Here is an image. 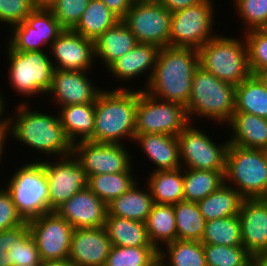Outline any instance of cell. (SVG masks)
<instances>
[{"label": "cell", "instance_id": "33", "mask_svg": "<svg viewBox=\"0 0 267 266\" xmlns=\"http://www.w3.org/2000/svg\"><path fill=\"white\" fill-rule=\"evenodd\" d=\"M165 246L167 249L165 247L158 251V259L164 266H207L203 243L200 241L176 239Z\"/></svg>", "mask_w": 267, "mask_h": 266}, {"label": "cell", "instance_id": "19", "mask_svg": "<svg viewBox=\"0 0 267 266\" xmlns=\"http://www.w3.org/2000/svg\"><path fill=\"white\" fill-rule=\"evenodd\" d=\"M111 248L104 227L76 228L72 233L68 259L76 266H104Z\"/></svg>", "mask_w": 267, "mask_h": 266}, {"label": "cell", "instance_id": "53", "mask_svg": "<svg viewBox=\"0 0 267 266\" xmlns=\"http://www.w3.org/2000/svg\"><path fill=\"white\" fill-rule=\"evenodd\" d=\"M40 266H76L69 259L55 260V261H45L41 262Z\"/></svg>", "mask_w": 267, "mask_h": 266}, {"label": "cell", "instance_id": "36", "mask_svg": "<svg viewBox=\"0 0 267 266\" xmlns=\"http://www.w3.org/2000/svg\"><path fill=\"white\" fill-rule=\"evenodd\" d=\"M132 172L98 174L88 177V188L107 205L137 183Z\"/></svg>", "mask_w": 267, "mask_h": 266}, {"label": "cell", "instance_id": "17", "mask_svg": "<svg viewBox=\"0 0 267 266\" xmlns=\"http://www.w3.org/2000/svg\"><path fill=\"white\" fill-rule=\"evenodd\" d=\"M88 72L90 74V71L54 69L52 85L47 95H53L50 99L59 107L95 103L103 89L89 80Z\"/></svg>", "mask_w": 267, "mask_h": 266}, {"label": "cell", "instance_id": "35", "mask_svg": "<svg viewBox=\"0 0 267 266\" xmlns=\"http://www.w3.org/2000/svg\"><path fill=\"white\" fill-rule=\"evenodd\" d=\"M178 240L200 241L206 220L196 202L181 201L173 205Z\"/></svg>", "mask_w": 267, "mask_h": 266}, {"label": "cell", "instance_id": "4", "mask_svg": "<svg viewBox=\"0 0 267 266\" xmlns=\"http://www.w3.org/2000/svg\"><path fill=\"white\" fill-rule=\"evenodd\" d=\"M235 89L236 86L218 79L198 66L186 105L190 122H193L194 116H198L216 121L215 124H228L235 112Z\"/></svg>", "mask_w": 267, "mask_h": 266}, {"label": "cell", "instance_id": "6", "mask_svg": "<svg viewBox=\"0 0 267 266\" xmlns=\"http://www.w3.org/2000/svg\"><path fill=\"white\" fill-rule=\"evenodd\" d=\"M224 183L244 199L267 198V154L262 149L229 144Z\"/></svg>", "mask_w": 267, "mask_h": 266}, {"label": "cell", "instance_id": "26", "mask_svg": "<svg viewBox=\"0 0 267 266\" xmlns=\"http://www.w3.org/2000/svg\"><path fill=\"white\" fill-rule=\"evenodd\" d=\"M137 186H139L138 183L118 198L112 200L107 205V216L127 218L145 223L154 201L147 185L145 186L147 191L137 188Z\"/></svg>", "mask_w": 267, "mask_h": 266}, {"label": "cell", "instance_id": "21", "mask_svg": "<svg viewBox=\"0 0 267 266\" xmlns=\"http://www.w3.org/2000/svg\"><path fill=\"white\" fill-rule=\"evenodd\" d=\"M160 48L153 44L137 43L129 52L115 61L107 70L118 80L130 81L135 77L148 74L147 86L155 65ZM148 70V71H147ZM145 72V73H144Z\"/></svg>", "mask_w": 267, "mask_h": 266}, {"label": "cell", "instance_id": "10", "mask_svg": "<svg viewBox=\"0 0 267 266\" xmlns=\"http://www.w3.org/2000/svg\"><path fill=\"white\" fill-rule=\"evenodd\" d=\"M213 3V0H202L186 9L173 12L169 46L198 50L214 38L217 34L212 32L216 15Z\"/></svg>", "mask_w": 267, "mask_h": 266}, {"label": "cell", "instance_id": "57", "mask_svg": "<svg viewBox=\"0 0 267 266\" xmlns=\"http://www.w3.org/2000/svg\"><path fill=\"white\" fill-rule=\"evenodd\" d=\"M151 266H164V264L161 262V260H157L155 263H153Z\"/></svg>", "mask_w": 267, "mask_h": 266}, {"label": "cell", "instance_id": "30", "mask_svg": "<svg viewBox=\"0 0 267 266\" xmlns=\"http://www.w3.org/2000/svg\"><path fill=\"white\" fill-rule=\"evenodd\" d=\"M145 224L149 240L158 251L177 239L173 205L154 203Z\"/></svg>", "mask_w": 267, "mask_h": 266}, {"label": "cell", "instance_id": "52", "mask_svg": "<svg viewBox=\"0 0 267 266\" xmlns=\"http://www.w3.org/2000/svg\"><path fill=\"white\" fill-rule=\"evenodd\" d=\"M253 266H267V251L252 255Z\"/></svg>", "mask_w": 267, "mask_h": 266}, {"label": "cell", "instance_id": "25", "mask_svg": "<svg viewBox=\"0 0 267 266\" xmlns=\"http://www.w3.org/2000/svg\"><path fill=\"white\" fill-rule=\"evenodd\" d=\"M57 112L64 132L72 144L81 141L93 142L95 103L68 105L60 107Z\"/></svg>", "mask_w": 267, "mask_h": 266}, {"label": "cell", "instance_id": "37", "mask_svg": "<svg viewBox=\"0 0 267 266\" xmlns=\"http://www.w3.org/2000/svg\"><path fill=\"white\" fill-rule=\"evenodd\" d=\"M203 244L243 246L238 215L206 221Z\"/></svg>", "mask_w": 267, "mask_h": 266}, {"label": "cell", "instance_id": "29", "mask_svg": "<svg viewBox=\"0 0 267 266\" xmlns=\"http://www.w3.org/2000/svg\"><path fill=\"white\" fill-rule=\"evenodd\" d=\"M244 198L232 186L224 183L216 191L197 202L206 221L236 216Z\"/></svg>", "mask_w": 267, "mask_h": 266}, {"label": "cell", "instance_id": "27", "mask_svg": "<svg viewBox=\"0 0 267 266\" xmlns=\"http://www.w3.org/2000/svg\"><path fill=\"white\" fill-rule=\"evenodd\" d=\"M146 179L154 203L174 205L184 201L183 168L152 171Z\"/></svg>", "mask_w": 267, "mask_h": 266}, {"label": "cell", "instance_id": "14", "mask_svg": "<svg viewBox=\"0 0 267 266\" xmlns=\"http://www.w3.org/2000/svg\"><path fill=\"white\" fill-rule=\"evenodd\" d=\"M124 144L81 141L73 144L72 154L86 175L133 172L132 157Z\"/></svg>", "mask_w": 267, "mask_h": 266}, {"label": "cell", "instance_id": "16", "mask_svg": "<svg viewBox=\"0 0 267 266\" xmlns=\"http://www.w3.org/2000/svg\"><path fill=\"white\" fill-rule=\"evenodd\" d=\"M45 49H50L49 53L55 58L54 69L89 71L96 60L94 41L70 29H65Z\"/></svg>", "mask_w": 267, "mask_h": 266}, {"label": "cell", "instance_id": "7", "mask_svg": "<svg viewBox=\"0 0 267 266\" xmlns=\"http://www.w3.org/2000/svg\"><path fill=\"white\" fill-rule=\"evenodd\" d=\"M11 177L6 189L25 221L51 212L48 181L44 167L38 160L20 166Z\"/></svg>", "mask_w": 267, "mask_h": 266}, {"label": "cell", "instance_id": "32", "mask_svg": "<svg viewBox=\"0 0 267 266\" xmlns=\"http://www.w3.org/2000/svg\"><path fill=\"white\" fill-rule=\"evenodd\" d=\"M235 112H246L267 119V90L251 75L235 89Z\"/></svg>", "mask_w": 267, "mask_h": 266}, {"label": "cell", "instance_id": "43", "mask_svg": "<svg viewBox=\"0 0 267 266\" xmlns=\"http://www.w3.org/2000/svg\"><path fill=\"white\" fill-rule=\"evenodd\" d=\"M9 29L11 37L6 43L15 51H44L45 49L43 48L48 45L46 42H39L38 32L25 20Z\"/></svg>", "mask_w": 267, "mask_h": 266}, {"label": "cell", "instance_id": "54", "mask_svg": "<svg viewBox=\"0 0 267 266\" xmlns=\"http://www.w3.org/2000/svg\"><path fill=\"white\" fill-rule=\"evenodd\" d=\"M56 0H31L34 8L50 9Z\"/></svg>", "mask_w": 267, "mask_h": 266}, {"label": "cell", "instance_id": "34", "mask_svg": "<svg viewBox=\"0 0 267 266\" xmlns=\"http://www.w3.org/2000/svg\"><path fill=\"white\" fill-rule=\"evenodd\" d=\"M184 201L199 202L224 184L220 171L183 169Z\"/></svg>", "mask_w": 267, "mask_h": 266}, {"label": "cell", "instance_id": "44", "mask_svg": "<svg viewBox=\"0 0 267 266\" xmlns=\"http://www.w3.org/2000/svg\"><path fill=\"white\" fill-rule=\"evenodd\" d=\"M89 2L90 0H56L50 10L64 29L73 30Z\"/></svg>", "mask_w": 267, "mask_h": 266}, {"label": "cell", "instance_id": "47", "mask_svg": "<svg viewBox=\"0 0 267 266\" xmlns=\"http://www.w3.org/2000/svg\"><path fill=\"white\" fill-rule=\"evenodd\" d=\"M25 220L17 212L10 192L0 187V231L23 224Z\"/></svg>", "mask_w": 267, "mask_h": 266}, {"label": "cell", "instance_id": "38", "mask_svg": "<svg viewBox=\"0 0 267 266\" xmlns=\"http://www.w3.org/2000/svg\"><path fill=\"white\" fill-rule=\"evenodd\" d=\"M158 253L154 246L112 245L104 266H151L158 260Z\"/></svg>", "mask_w": 267, "mask_h": 266}, {"label": "cell", "instance_id": "55", "mask_svg": "<svg viewBox=\"0 0 267 266\" xmlns=\"http://www.w3.org/2000/svg\"><path fill=\"white\" fill-rule=\"evenodd\" d=\"M9 134H8V131L7 130H3V131H0V163H2L1 162V158H2V154H4L3 152H4V145H5V143H6V139H7V137H9L8 136Z\"/></svg>", "mask_w": 267, "mask_h": 266}, {"label": "cell", "instance_id": "49", "mask_svg": "<svg viewBox=\"0 0 267 266\" xmlns=\"http://www.w3.org/2000/svg\"><path fill=\"white\" fill-rule=\"evenodd\" d=\"M134 0H102V2L122 19L131 8Z\"/></svg>", "mask_w": 267, "mask_h": 266}, {"label": "cell", "instance_id": "48", "mask_svg": "<svg viewBox=\"0 0 267 266\" xmlns=\"http://www.w3.org/2000/svg\"><path fill=\"white\" fill-rule=\"evenodd\" d=\"M41 260L36 243L30 231L17 241V260L14 266H40Z\"/></svg>", "mask_w": 267, "mask_h": 266}, {"label": "cell", "instance_id": "8", "mask_svg": "<svg viewBox=\"0 0 267 266\" xmlns=\"http://www.w3.org/2000/svg\"><path fill=\"white\" fill-rule=\"evenodd\" d=\"M9 57L8 78L10 86L20 95L28 97L43 94L50 90L53 75V59L46 51L20 52L7 46Z\"/></svg>", "mask_w": 267, "mask_h": 266}, {"label": "cell", "instance_id": "51", "mask_svg": "<svg viewBox=\"0 0 267 266\" xmlns=\"http://www.w3.org/2000/svg\"><path fill=\"white\" fill-rule=\"evenodd\" d=\"M3 97L4 96L0 92V131L7 130V118L8 117H6V116L4 117V115L6 114V113H4V111H6L4 108V107H6L5 106L6 100Z\"/></svg>", "mask_w": 267, "mask_h": 266}, {"label": "cell", "instance_id": "15", "mask_svg": "<svg viewBox=\"0 0 267 266\" xmlns=\"http://www.w3.org/2000/svg\"><path fill=\"white\" fill-rule=\"evenodd\" d=\"M52 160L56 161L39 162L48 181L49 210L55 211L77 192L88 187V176L73 154Z\"/></svg>", "mask_w": 267, "mask_h": 266}, {"label": "cell", "instance_id": "28", "mask_svg": "<svg viewBox=\"0 0 267 266\" xmlns=\"http://www.w3.org/2000/svg\"><path fill=\"white\" fill-rule=\"evenodd\" d=\"M104 229L112 245L123 247L153 246L144 222L107 216Z\"/></svg>", "mask_w": 267, "mask_h": 266}, {"label": "cell", "instance_id": "18", "mask_svg": "<svg viewBox=\"0 0 267 266\" xmlns=\"http://www.w3.org/2000/svg\"><path fill=\"white\" fill-rule=\"evenodd\" d=\"M55 212L74 229L104 227L108 214L107 204L88 187L80 190Z\"/></svg>", "mask_w": 267, "mask_h": 266}, {"label": "cell", "instance_id": "31", "mask_svg": "<svg viewBox=\"0 0 267 266\" xmlns=\"http://www.w3.org/2000/svg\"><path fill=\"white\" fill-rule=\"evenodd\" d=\"M120 20L102 0H90L79 23L73 30L94 41L107 29L114 27Z\"/></svg>", "mask_w": 267, "mask_h": 266}, {"label": "cell", "instance_id": "13", "mask_svg": "<svg viewBox=\"0 0 267 266\" xmlns=\"http://www.w3.org/2000/svg\"><path fill=\"white\" fill-rule=\"evenodd\" d=\"M27 222L42 262L69 258L74 228L64 218L51 211Z\"/></svg>", "mask_w": 267, "mask_h": 266}, {"label": "cell", "instance_id": "45", "mask_svg": "<svg viewBox=\"0 0 267 266\" xmlns=\"http://www.w3.org/2000/svg\"><path fill=\"white\" fill-rule=\"evenodd\" d=\"M28 222L0 231V266H14L17 260V241L29 232Z\"/></svg>", "mask_w": 267, "mask_h": 266}, {"label": "cell", "instance_id": "23", "mask_svg": "<svg viewBox=\"0 0 267 266\" xmlns=\"http://www.w3.org/2000/svg\"><path fill=\"white\" fill-rule=\"evenodd\" d=\"M229 144L243 148L267 149V119L246 112H234Z\"/></svg>", "mask_w": 267, "mask_h": 266}, {"label": "cell", "instance_id": "5", "mask_svg": "<svg viewBox=\"0 0 267 266\" xmlns=\"http://www.w3.org/2000/svg\"><path fill=\"white\" fill-rule=\"evenodd\" d=\"M198 54L199 66L234 86L252 75L244 37L216 35L198 49Z\"/></svg>", "mask_w": 267, "mask_h": 266}, {"label": "cell", "instance_id": "2", "mask_svg": "<svg viewBox=\"0 0 267 266\" xmlns=\"http://www.w3.org/2000/svg\"><path fill=\"white\" fill-rule=\"evenodd\" d=\"M23 101L18 104L16 113L7 118V131L15 141L42 152L46 156L65 157L72 154L73 144L67 138L61 125L59 113L52 114L33 111ZM15 114V115H14ZM11 115V117H10ZM53 154V155H52Z\"/></svg>", "mask_w": 267, "mask_h": 266}, {"label": "cell", "instance_id": "11", "mask_svg": "<svg viewBox=\"0 0 267 266\" xmlns=\"http://www.w3.org/2000/svg\"><path fill=\"white\" fill-rule=\"evenodd\" d=\"M172 13L156 0L133 1L121 19L138 43L169 46Z\"/></svg>", "mask_w": 267, "mask_h": 266}, {"label": "cell", "instance_id": "50", "mask_svg": "<svg viewBox=\"0 0 267 266\" xmlns=\"http://www.w3.org/2000/svg\"><path fill=\"white\" fill-rule=\"evenodd\" d=\"M162 4L169 12L173 13L178 10L186 9L189 6L195 5L202 0H156Z\"/></svg>", "mask_w": 267, "mask_h": 266}, {"label": "cell", "instance_id": "40", "mask_svg": "<svg viewBox=\"0 0 267 266\" xmlns=\"http://www.w3.org/2000/svg\"><path fill=\"white\" fill-rule=\"evenodd\" d=\"M39 34V42H46L50 47L65 30L50 9L35 8L25 20Z\"/></svg>", "mask_w": 267, "mask_h": 266}, {"label": "cell", "instance_id": "39", "mask_svg": "<svg viewBox=\"0 0 267 266\" xmlns=\"http://www.w3.org/2000/svg\"><path fill=\"white\" fill-rule=\"evenodd\" d=\"M207 266H250L252 255L244 246L203 244Z\"/></svg>", "mask_w": 267, "mask_h": 266}, {"label": "cell", "instance_id": "3", "mask_svg": "<svg viewBox=\"0 0 267 266\" xmlns=\"http://www.w3.org/2000/svg\"><path fill=\"white\" fill-rule=\"evenodd\" d=\"M136 109L134 88L103 89L95 102L93 142L122 144L125 139L134 142Z\"/></svg>", "mask_w": 267, "mask_h": 266}, {"label": "cell", "instance_id": "41", "mask_svg": "<svg viewBox=\"0 0 267 266\" xmlns=\"http://www.w3.org/2000/svg\"><path fill=\"white\" fill-rule=\"evenodd\" d=\"M236 13L242 20L245 32L263 29L267 25V0H234Z\"/></svg>", "mask_w": 267, "mask_h": 266}, {"label": "cell", "instance_id": "24", "mask_svg": "<svg viewBox=\"0 0 267 266\" xmlns=\"http://www.w3.org/2000/svg\"><path fill=\"white\" fill-rule=\"evenodd\" d=\"M137 43L135 35L120 20L114 27L107 29L94 40L95 58L101 59L103 66L108 69Z\"/></svg>", "mask_w": 267, "mask_h": 266}, {"label": "cell", "instance_id": "20", "mask_svg": "<svg viewBox=\"0 0 267 266\" xmlns=\"http://www.w3.org/2000/svg\"><path fill=\"white\" fill-rule=\"evenodd\" d=\"M238 217L245 249L251 255L267 251V198L244 199Z\"/></svg>", "mask_w": 267, "mask_h": 266}, {"label": "cell", "instance_id": "46", "mask_svg": "<svg viewBox=\"0 0 267 266\" xmlns=\"http://www.w3.org/2000/svg\"><path fill=\"white\" fill-rule=\"evenodd\" d=\"M34 9L31 0H0V23L11 28L26 20Z\"/></svg>", "mask_w": 267, "mask_h": 266}, {"label": "cell", "instance_id": "1", "mask_svg": "<svg viewBox=\"0 0 267 266\" xmlns=\"http://www.w3.org/2000/svg\"><path fill=\"white\" fill-rule=\"evenodd\" d=\"M199 66L198 50L190 47L160 48L153 74L144 90L157 99L186 106L192 79Z\"/></svg>", "mask_w": 267, "mask_h": 266}, {"label": "cell", "instance_id": "42", "mask_svg": "<svg viewBox=\"0 0 267 266\" xmlns=\"http://www.w3.org/2000/svg\"><path fill=\"white\" fill-rule=\"evenodd\" d=\"M252 74L267 69V31L253 29L244 33Z\"/></svg>", "mask_w": 267, "mask_h": 266}, {"label": "cell", "instance_id": "22", "mask_svg": "<svg viewBox=\"0 0 267 266\" xmlns=\"http://www.w3.org/2000/svg\"><path fill=\"white\" fill-rule=\"evenodd\" d=\"M135 143L153 162L154 171L176 170L181 167L179 141L177 136L159 133L139 134Z\"/></svg>", "mask_w": 267, "mask_h": 266}, {"label": "cell", "instance_id": "12", "mask_svg": "<svg viewBox=\"0 0 267 266\" xmlns=\"http://www.w3.org/2000/svg\"><path fill=\"white\" fill-rule=\"evenodd\" d=\"M180 162L183 169L212 170L225 174L229 140L216 144L210 135L189 123L178 135ZM186 168H185V167Z\"/></svg>", "mask_w": 267, "mask_h": 266}, {"label": "cell", "instance_id": "56", "mask_svg": "<svg viewBox=\"0 0 267 266\" xmlns=\"http://www.w3.org/2000/svg\"><path fill=\"white\" fill-rule=\"evenodd\" d=\"M254 75L260 80L267 90V69L257 71Z\"/></svg>", "mask_w": 267, "mask_h": 266}, {"label": "cell", "instance_id": "9", "mask_svg": "<svg viewBox=\"0 0 267 266\" xmlns=\"http://www.w3.org/2000/svg\"><path fill=\"white\" fill-rule=\"evenodd\" d=\"M189 123L183 104L160 100L144 90H137L135 137L144 133L177 136Z\"/></svg>", "mask_w": 267, "mask_h": 266}]
</instances>
